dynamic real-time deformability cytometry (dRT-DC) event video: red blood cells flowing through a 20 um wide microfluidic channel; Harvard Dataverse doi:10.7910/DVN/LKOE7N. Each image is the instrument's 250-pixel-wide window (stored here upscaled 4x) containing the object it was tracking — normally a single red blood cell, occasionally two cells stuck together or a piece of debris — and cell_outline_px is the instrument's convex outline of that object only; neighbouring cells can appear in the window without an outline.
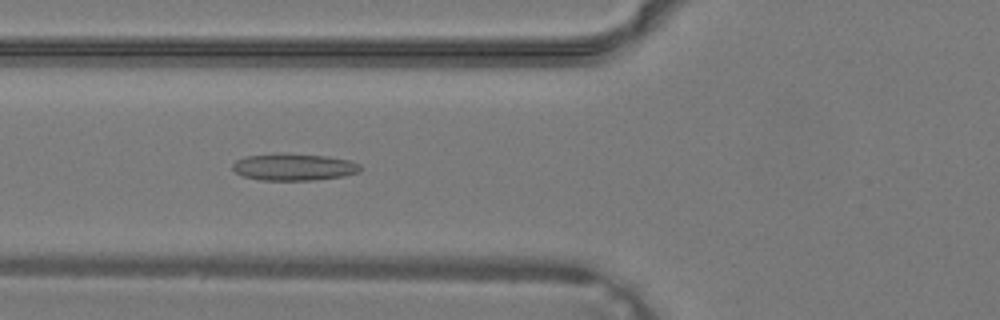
{"species": "common noctule bat (a hibernating species)", "species_latin": "Nyctalus noctula", "temperature_condition": "warm", "stored_images_in_passage": 40, "camera_frame_rate_fps": 3000, "um_per_image_px": 0.085, "animal": {"sex": "male", "body_mass_g": 19.2, "forearm_length_mm": 51.8}, "frame": {"image": 1, "passage_image": 16, "time_ms": 5.0, "image_size_px": [1000, 320], "cell_outline_px": [[364, 168], [360, 172], [340, 176], [312, 180], [260, 180], [244, 176], [236, 172], [232, 168], [232, 164], [236, 160], [248, 156], [280, 152], [288, 152], [328, 156], [348, 160], [360, 164]], "centroid_in_image_um": [24.99, 14.17], "position_along_channel_um": 100.8, "area_um2": 20.29}}
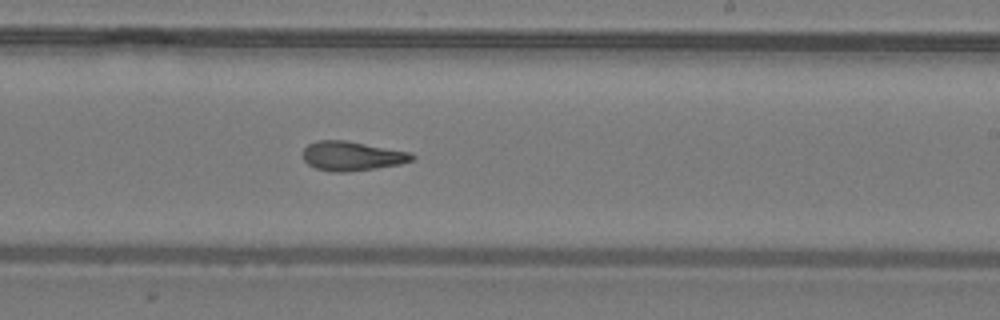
{"frame": {"image": 2, "passage_image": 25, "time_ms": 8.0, "image_size_px": [1000, 320], "cell_outline_px": [[416, 156], [412, 160], [400, 164], [376, 168], [348, 172], [332, 172], [316, 168], [308, 164], [304, 160], [304, 148], [308, 144], [316, 140], [344, 140], [412, 152]], "centroid_in_image_um": [29.93, 13.26], "position_along_channel_um": 259.1, "area_um2": 18.67}}
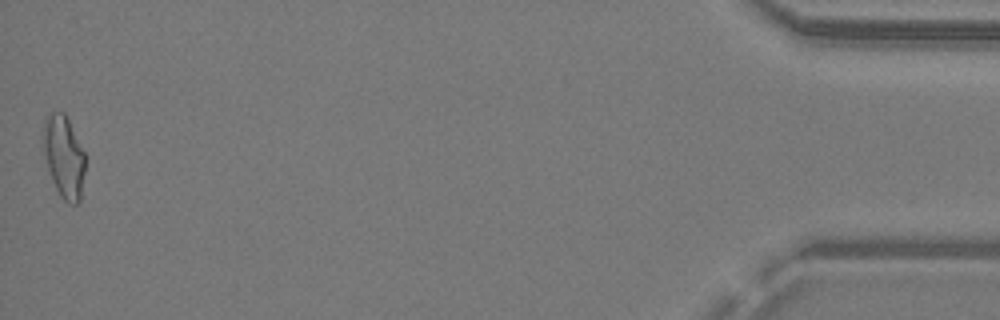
{"frame": {"image": 3, "passage_image": 40, "time_ms": 13.0, "image_size_px": [1000, 320], "cell_outline_px": [[84, 172], [80, 200], [76, 204], [68, 204], [60, 196], [52, 180], [48, 168], [44, 152], [44, 116], [52, 112], [64, 112], [84, 152]], "centroid_in_image_um": [5.43, 13.33], "position_along_channel_um": 429.8, "area_um2": 19.71}}